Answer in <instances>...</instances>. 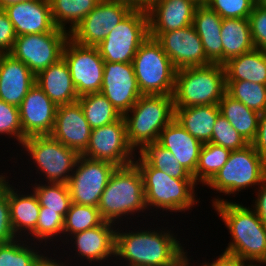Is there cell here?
Here are the masks:
<instances>
[{
  "mask_svg": "<svg viewBox=\"0 0 266 266\" xmlns=\"http://www.w3.org/2000/svg\"><path fill=\"white\" fill-rule=\"evenodd\" d=\"M119 226L115 233L113 264L122 260L120 266H187L189 252L185 250L186 246L183 247V242L180 243L177 234L168 227L153 229L149 225L150 229L146 227V230L144 227L125 230Z\"/></svg>",
  "mask_w": 266,
  "mask_h": 266,
  "instance_id": "6da1fadb",
  "label": "cell"
},
{
  "mask_svg": "<svg viewBox=\"0 0 266 266\" xmlns=\"http://www.w3.org/2000/svg\"><path fill=\"white\" fill-rule=\"evenodd\" d=\"M212 207L231 235L224 252L237 256L244 263L266 264V226L255 211L242 202L231 200Z\"/></svg>",
  "mask_w": 266,
  "mask_h": 266,
  "instance_id": "7a4b0ae2",
  "label": "cell"
},
{
  "mask_svg": "<svg viewBox=\"0 0 266 266\" xmlns=\"http://www.w3.org/2000/svg\"><path fill=\"white\" fill-rule=\"evenodd\" d=\"M138 155V157H137ZM134 159V164L138 167L143 178L145 204L147 210L152 213L158 209L163 213H182L192 210L200 203V197L196 191L197 183L194 179H178L169 176L165 172L151 167L139 154ZM196 189V190H195ZM153 207V208H152Z\"/></svg>",
  "mask_w": 266,
  "mask_h": 266,
  "instance_id": "3957f363",
  "label": "cell"
},
{
  "mask_svg": "<svg viewBox=\"0 0 266 266\" xmlns=\"http://www.w3.org/2000/svg\"><path fill=\"white\" fill-rule=\"evenodd\" d=\"M100 215L104 221L123 225L127 229L128 220L134 215L148 210L145 204L143 178L138 167L133 163L124 167H117L110 176L98 205ZM131 216L128 218V216ZM124 219V220H123ZM128 226V227H127Z\"/></svg>",
  "mask_w": 266,
  "mask_h": 266,
  "instance_id": "277c9868",
  "label": "cell"
},
{
  "mask_svg": "<svg viewBox=\"0 0 266 266\" xmlns=\"http://www.w3.org/2000/svg\"><path fill=\"white\" fill-rule=\"evenodd\" d=\"M226 75L223 64L179 69L175 75L174 108L200 105H218L226 93Z\"/></svg>",
  "mask_w": 266,
  "mask_h": 266,
  "instance_id": "5b68a950",
  "label": "cell"
},
{
  "mask_svg": "<svg viewBox=\"0 0 266 266\" xmlns=\"http://www.w3.org/2000/svg\"><path fill=\"white\" fill-rule=\"evenodd\" d=\"M123 117L128 143L139 153L147 144L158 141L162 129L174 119L173 96L142 95Z\"/></svg>",
  "mask_w": 266,
  "mask_h": 266,
  "instance_id": "8992f818",
  "label": "cell"
},
{
  "mask_svg": "<svg viewBox=\"0 0 266 266\" xmlns=\"http://www.w3.org/2000/svg\"><path fill=\"white\" fill-rule=\"evenodd\" d=\"M266 180V161L256 152L252 144L230 152L227 162L219 172L206 184L218 196L211 200L212 205L228 201L220 198L224 196L235 197L240 191L248 190L252 186H260ZM217 197V198H216Z\"/></svg>",
  "mask_w": 266,
  "mask_h": 266,
  "instance_id": "52a82bcc",
  "label": "cell"
},
{
  "mask_svg": "<svg viewBox=\"0 0 266 266\" xmlns=\"http://www.w3.org/2000/svg\"><path fill=\"white\" fill-rule=\"evenodd\" d=\"M132 64L142 95H173L177 70L155 38L140 45Z\"/></svg>",
  "mask_w": 266,
  "mask_h": 266,
  "instance_id": "ba28073f",
  "label": "cell"
},
{
  "mask_svg": "<svg viewBox=\"0 0 266 266\" xmlns=\"http://www.w3.org/2000/svg\"><path fill=\"white\" fill-rule=\"evenodd\" d=\"M21 146L22 153L30 157L26 160H32V164L36 165H33L37 171L35 174L44 176L43 182L68 183L79 157L75 150L50 135L28 137Z\"/></svg>",
  "mask_w": 266,
  "mask_h": 266,
  "instance_id": "9c48e42d",
  "label": "cell"
},
{
  "mask_svg": "<svg viewBox=\"0 0 266 266\" xmlns=\"http://www.w3.org/2000/svg\"><path fill=\"white\" fill-rule=\"evenodd\" d=\"M148 37L147 11L132 10L96 47L104 62L132 63L140 45Z\"/></svg>",
  "mask_w": 266,
  "mask_h": 266,
  "instance_id": "30bf717a",
  "label": "cell"
},
{
  "mask_svg": "<svg viewBox=\"0 0 266 266\" xmlns=\"http://www.w3.org/2000/svg\"><path fill=\"white\" fill-rule=\"evenodd\" d=\"M69 33L55 28L52 32L19 35L9 54L23 62L35 76L62 58Z\"/></svg>",
  "mask_w": 266,
  "mask_h": 266,
  "instance_id": "8fae6325",
  "label": "cell"
},
{
  "mask_svg": "<svg viewBox=\"0 0 266 266\" xmlns=\"http://www.w3.org/2000/svg\"><path fill=\"white\" fill-rule=\"evenodd\" d=\"M117 166L79 155L67 183L71 202L98 207L101 195Z\"/></svg>",
  "mask_w": 266,
  "mask_h": 266,
  "instance_id": "7c38bea8",
  "label": "cell"
},
{
  "mask_svg": "<svg viewBox=\"0 0 266 266\" xmlns=\"http://www.w3.org/2000/svg\"><path fill=\"white\" fill-rule=\"evenodd\" d=\"M62 58L67 63L79 97L101 91L104 60L97 47L83 46L68 39Z\"/></svg>",
  "mask_w": 266,
  "mask_h": 266,
  "instance_id": "4fadbf2b",
  "label": "cell"
},
{
  "mask_svg": "<svg viewBox=\"0 0 266 266\" xmlns=\"http://www.w3.org/2000/svg\"><path fill=\"white\" fill-rule=\"evenodd\" d=\"M81 155L106 161L117 167L133 164L136 153L128 143L124 117L111 124L92 129L88 146Z\"/></svg>",
  "mask_w": 266,
  "mask_h": 266,
  "instance_id": "5bb4252c",
  "label": "cell"
},
{
  "mask_svg": "<svg viewBox=\"0 0 266 266\" xmlns=\"http://www.w3.org/2000/svg\"><path fill=\"white\" fill-rule=\"evenodd\" d=\"M132 10L121 2L101 0L69 34V38L77 44L96 47Z\"/></svg>",
  "mask_w": 266,
  "mask_h": 266,
  "instance_id": "9a60e30c",
  "label": "cell"
},
{
  "mask_svg": "<svg viewBox=\"0 0 266 266\" xmlns=\"http://www.w3.org/2000/svg\"><path fill=\"white\" fill-rule=\"evenodd\" d=\"M171 60L176 70L211 64L193 25L168 32H149Z\"/></svg>",
  "mask_w": 266,
  "mask_h": 266,
  "instance_id": "2e32d148",
  "label": "cell"
},
{
  "mask_svg": "<svg viewBox=\"0 0 266 266\" xmlns=\"http://www.w3.org/2000/svg\"><path fill=\"white\" fill-rule=\"evenodd\" d=\"M115 225L114 223L104 221L95 228L69 236L64 240V245L67 246V244L72 243L73 245L71 244L68 248L71 253L75 251V255L70 258V261L75 257L78 261L80 260V263L81 261L84 263V260L85 262L87 261L88 263L86 262L83 266H87V264L92 266L95 263L100 264V262V265L103 266L102 263L106 262V260L109 263L108 261L115 257V233L117 227ZM72 247L73 250H71Z\"/></svg>",
  "mask_w": 266,
  "mask_h": 266,
  "instance_id": "e0dca14e",
  "label": "cell"
},
{
  "mask_svg": "<svg viewBox=\"0 0 266 266\" xmlns=\"http://www.w3.org/2000/svg\"><path fill=\"white\" fill-rule=\"evenodd\" d=\"M123 116L142 96L132 63L104 62L100 91Z\"/></svg>",
  "mask_w": 266,
  "mask_h": 266,
  "instance_id": "ac0fdd59",
  "label": "cell"
},
{
  "mask_svg": "<svg viewBox=\"0 0 266 266\" xmlns=\"http://www.w3.org/2000/svg\"><path fill=\"white\" fill-rule=\"evenodd\" d=\"M57 105L35 83L19 106L23 141L31 136L50 135Z\"/></svg>",
  "mask_w": 266,
  "mask_h": 266,
  "instance_id": "d6986e66",
  "label": "cell"
},
{
  "mask_svg": "<svg viewBox=\"0 0 266 266\" xmlns=\"http://www.w3.org/2000/svg\"><path fill=\"white\" fill-rule=\"evenodd\" d=\"M91 130L78 101L57 106L52 138L81 155L88 146Z\"/></svg>",
  "mask_w": 266,
  "mask_h": 266,
  "instance_id": "ffe728a7",
  "label": "cell"
},
{
  "mask_svg": "<svg viewBox=\"0 0 266 266\" xmlns=\"http://www.w3.org/2000/svg\"><path fill=\"white\" fill-rule=\"evenodd\" d=\"M3 10L13 24L16 36L48 33L56 28L49 0L23 1L8 5Z\"/></svg>",
  "mask_w": 266,
  "mask_h": 266,
  "instance_id": "44dd1931",
  "label": "cell"
},
{
  "mask_svg": "<svg viewBox=\"0 0 266 266\" xmlns=\"http://www.w3.org/2000/svg\"><path fill=\"white\" fill-rule=\"evenodd\" d=\"M199 0H156L147 11L149 32H168L193 25Z\"/></svg>",
  "mask_w": 266,
  "mask_h": 266,
  "instance_id": "7402d4cb",
  "label": "cell"
},
{
  "mask_svg": "<svg viewBox=\"0 0 266 266\" xmlns=\"http://www.w3.org/2000/svg\"><path fill=\"white\" fill-rule=\"evenodd\" d=\"M36 83L35 74L11 54L0 61V99L19 107L30 88Z\"/></svg>",
  "mask_w": 266,
  "mask_h": 266,
  "instance_id": "603a6c76",
  "label": "cell"
},
{
  "mask_svg": "<svg viewBox=\"0 0 266 266\" xmlns=\"http://www.w3.org/2000/svg\"><path fill=\"white\" fill-rule=\"evenodd\" d=\"M157 142L175 156L179 164L193 175L195 181V171L203 144L175 119L162 129Z\"/></svg>",
  "mask_w": 266,
  "mask_h": 266,
  "instance_id": "cb8c5ba5",
  "label": "cell"
},
{
  "mask_svg": "<svg viewBox=\"0 0 266 266\" xmlns=\"http://www.w3.org/2000/svg\"><path fill=\"white\" fill-rule=\"evenodd\" d=\"M9 181L7 179V195L13 231L17 238L25 236L27 239L36 229L41 207L33 190L24 192V187L20 191V188L18 190Z\"/></svg>",
  "mask_w": 266,
  "mask_h": 266,
  "instance_id": "d4e9b609",
  "label": "cell"
},
{
  "mask_svg": "<svg viewBox=\"0 0 266 266\" xmlns=\"http://www.w3.org/2000/svg\"><path fill=\"white\" fill-rule=\"evenodd\" d=\"M223 18L201 2L195 10L193 26L199 35L204 53L211 63L223 64L221 25Z\"/></svg>",
  "mask_w": 266,
  "mask_h": 266,
  "instance_id": "484cf974",
  "label": "cell"
},
{
  "mask_svg": "<svg viewBox=\"0 0 266 266\" xmlns=\"http://www.w3.org/2000/svg\"><path fill=\"white\" fill-rule=\"evenodd\" d=\"M36 84L57 106L76 102L79 98L63 58L40 71L36 75Z\"/></svg>",
  "mask_w": 266,
  "mask_h": 266,
  "instance_id": "4316f807",
  "label": "cell"
},
{
  "mask_svg": "<svg viewBox=\"0 0 266 266\" xmlns=\"http://www.w3.org/2000/svg\"><path fill=\"white\" fill-rule=\"evenodd\" d=\"M219 105L174 108V119L202 144L210 143Z\"/></svg>",
  "mask_w": 266,
  "mask_h": 266,
  "instance_id": "83f0119b",
  "label": "cell"
},
{
  "mask_svg": "<svg viewBox=\"0 0 266 266\" xmlns=\"http://www.w3.org/2000/svg\"><path fill=\"white\" fill-rule=\"evenodd\" d=\"M226 81H250L266 85V51L258 48L229 59L223 64Z\"/></svg>",
  "mask_w": 266,
  "mask_h": 266,
  "instance_id": "f1b7e54d",
  "label": "cell"
},
{
  "mask_svg": "<svg viewBox=\"0 0 266 266\" xmlns=\"http://www.w3.org/2000/svg\"><path fill=\"white\" fill-rule=\"evenodd\" d=\"M220 114L251 144L257 135L260 113L248 108L227 92L219 102Z\"/></svg>",
  "mask_w": 266,
  "mask_h": 266,
  "instance_id": "f546056e",
  "label": "cell"
},
{
  "mask_svg": "<svg viewBox=\"0 0 266 266\" xmlns=\"http://www.w3.org/2000/svg\"><path fill=\"white\" fill-rule=\"evenodd\" d=\"M221 39L223 64L229 59L253 50L249 19L226 18L222 20Z\"/></svg>",
  "mask_w": 266,
  "mask_h": 266,
  "instance_id": "4dcf8cb0",
  "label": "cell"
},
{
  "mask_svg": "<svg viewBox=\"0 0 266 266\" xmlns=\"http://www.w3.org/2000/svg\"><path fill=\"white\" fill-rule=\"evenodd\" d=\"M100 1L101 0H49L53 22L57 28L70 34Z\"/></svg>",
  "mask_w": 266,
  "mask_h": 266,
  "instance_id": "1f68e13d",
  "label": "cell"
},
{
  "mask_svg": "<svg viewBox=\"0 0 266 266\" xmlns=\"http://www.w3.org/2000/svg\"><path fill=\"white\" fill-rule=\"evenodd\" d=\"M77 101L91 129L111 124L122 117L101 92L83 95Z\"/></svg>",
  "mask_w": 266,
  "mask_h": 266,
  "instance_id": "d6a6232c",
  "label": "cell"
},
{
  "mask_svg": "<svg viewBox=\"0 0 266 266\" xmlns=\"http://www.w3.org/2000/svg\"><path fill=\"white\" fill-rule=\"evenodd\" d=\"M31 190L36 194L40 210H51L66 216L71 205V196L68 185L65 183L42 182L31 184Z\"/></svg>",
  "mask_w": 266,
  "mask_h": 266,
  "instance_id": "836d02e7",
  "label": "cell"
},
{
  "mask_svg": "<svg viewBox=\"0 0 266 266\" xmlns=\"http://www.w3.org/2000/svg\"><path fill=\"white\" fill-rule=\"evenodd\" d=\"M139 154L151 167L178 179H194L193 175L179 164L175 156L157 141L147 144Z\"/></svg>",
  "mask_w": 266,
  "mask_h": 266,
  "instance_id": "e575fe53",
  "label": "cell"
},
{
  "mask_svg": "<svg viewBox=\"0 0 266 266\" xmlns=\"http://www.w3.org/2000/svg\"><path fill=\"white\" fill-rule=\"evenodd\" d=\"M230 150L212 143L202 145L199 160L195 171V182L201 186L206 184L225 165L230 155Z\"/></svg>",
  "mask_w": 266,
  "mask_h": 266,
  "instance_id": "d590c367",
  "label": "cell"
},
{
  "mask_svg": "<svg viewBox=\"0 0 266 266\" xmlns=\"http://www.w3.org/2000/svg\"><path fill=\"white\" fill-rule=\"evenodd\" d=\"M104 222L98 207L71 203L64 217L63 240L85 230L101 225ZM65 237V238H64Z\"/></svg>",
  "mask_w": 266,
  "mask_h": 266,
  "instance_id": "8d00e7d4",
  "label": "cell"
},
{
  "mask_svg": "<svg viewBox=\"0 0 266 266\" xmlns=\"http://www.w3.org/2000/svg\"><path fill=\"white\" fill-rule=\"evenodd\" d=\"M39 245L41 244L27 241L25 237L0 244V266H33L41 253Z\"/></svg>",
  "mask_w": 266,
  "mask_h": 266,
  "instance_id": "74e56055",
  "label": "cell"
},
{
  "mask_svg": "<svg viewBox=\"0 0 266 266\" xmlns=\"http://www.w3.org/2000/svg\"><path fill=\"white\" fill-rule=\"evenodd\" d=\"M226 92L248 108L262 113L266 110V85L250 81H226Z\"/></svg>",
  "mask_w": 266,
  "mask_h": 266,
  "instance_id": "f35d334b",
  "label": "cell"
},
{
  "mask_svg": "<svg viewBox=\"0 0 266 266\" xmlns=\"http://www.w3.org/2000/svg\"><path fill=\"white\" fill-rule=\"evenodd\" d=\"M63 227H64V218L56 211L51 210H40L39 217L36 225L35 231L27 238L30 242L37 241V243L42 244L45 242V245L40 248L43 250L45 246L48 247V243L52 242L49 246L57 245L55 242L58 240L62 242L63 239ZM32 237V238H31ZM57 237H59L57 239ZM62 238V239H61ZM54 239V240H53ZM56 239V240H55ZM60 239V240H59ZM49 241V242H48ZM53 241H55L53 243ZM48 242V243H47Z\"/></svg>",
  "mask_w": 266,
  "mask_h": 266,
  "instance_id": "ab89813d",
  "label": "cell"
},
{
  "mask_svg": "<svg viewBox=\"0 0 266 266\" xmlns=\"http://www.w3.org/2000/svg\"><path fill=\"white\" fill-rule=\"evenodd\" d=\"M210 143L222 146L230 151L242 149L249 144L221 114L218 115L215 121Z\"/></svg>",
  "mask_w": 266,
  "mask_h": 266,
  "instance_id": "60d3db41",
  "label": "cell"
},
{
  "mask_svg": "<svg viewBox=\"0 0 266 266\" xmlns=\"http://www.w3.org/2000/svg\"><path fill=\"white\" fill-rule=\"evenodd\" d=\"M211 10L216 11L223 19L249 18L256 2L254 0H204Z\"/></svg>",
  "mask_w": 266,
  "mask_h": 266,
  "instance_id": "b9f144b4",
  "label": "cell"
},
{
  "mask_svg": "<svg viewBox=\"0 0 266 266\" xmlns=\"http://www.w3.org/2000/svg\"><path fill=\"white\" fill-rule=\"evenodd\" d=\"M7 135L17 140L15 144L22 145V125L19 107L8 104L0 99V136Z\"/></svg>",
  "mask_w": 266,
  "mask_h": 266,
  "instance_id": "7bdbcfd3",
  "label": "cell"
},
{
  "mask_svg": "<svg viewBox=\"0 0 266 266\" xmlns=\"http://www.w3.org/2000/svg\"><path fill=\"white\" fill-rule=\"evenodd\" d=\"M7 178L11 179L6 175L0 181V244L9 243L17 239L10 219Z\"/></svg>",
  "mask_w": 266,
  "mask_h": 266,
  "instance_id": "ee69618b",
  "label": "cell"
},
{
  "mask_svg": "<svg viewBox=\"0 0 266 266\" xmlns=\"http://www.w3.org/2000/svg\"><path fill=\"white\" fill-rule=\"evenodd\" d=\"M248 19L254 47L266 51V3H256Z\"/></svg>",
  "mask_w": 266,
  "mask_h": 266,
  "instance_id": "f6af8a7d",
  "label": "cell"
},
{
  "mask_svg": "<svg viewBox=\"0 0 266 266\" xmlns=\"http://www.w3.org/2000/svg\"><path fill=\"white\" fill-rule=\"evenodd\" d=\"M16 37L13 24L7 13L0 9V52L3 54L10 53Z\"/></svg>",
  "mask_w": 266,
  "mask_h": 266,
  "instance_id": "bcb514c9",
  "label": "cell"
},
{
  "mask_svg": "<svg viewBox=\"0 0 266 266\" xmlns=\"http://www.w3.org/2000/svg\"><path fill=\"white\" fill-rule=\"evenodd\" d=\"M251 144L256 152L266 161V110L260 113L257 135Z\"/></svg>",
  "mask_w": 266,
  "mask_h": 266,
  "instance_id": "7dc6e473",
  "label": "cell"
},
{
  "mask_svg": "<svg viewBox=\"0 0 266 266\" xmlns=\"http://www.w3.org/2000/svg\"><path fill=\"white\" fill-rule=\"evenodd\" d=\"M257 190V191H256ZM254 191L255 200H253L251 208L259 216L260 221L266 226V180Z\"/></svg>",
  "mask_w": 266,
  "mask_h": 266,
  "instance_id": "c3c4849f",
  "label": "cell"
},
{
  "mask_svg": "<svg viewBox=\"0 0 266 266\" xmlns=\"http://www.w3.org/2000/svg\"><path fill=\"white\" fill-rule=\"evenodd\" d=\"M201 263L196 264H200V266H242L244 264V262L237 256L223 251L214 260L212 259V262H207L206 260H203Z\"/></svg>",
  "mask_w": 266,
  "mask_h": 266,
  "instance_id": "681fc988",
  "label": "cell"
},
{
  "mask_svg": "<svg viewBox=\"0 0 266 266\" xmlns=\"http://www.w3.org/2000/svg\"><path fill=\"white\" fill-rule=\"evenodd\" d=\"M48 248H46L45 250H43V252L45 253H40L39 255H38V257H37V259L35 260V262H34V265L33 266H73L71 263V261H69V256L67 255V262H66V260L64 259V262L63 261H61V258L60 257H55V253H57L56 251H57V246H56V250L54 249V251H52L54 254H53V256L54 257H52V256H49L48 255V253H50V251L49 250H47ZM48 253H47V252ZM46 253H47V255H46ZM49 256V257H48ZM53 258H57V259H53ZM60 259V260H59ZM69 261V262H68ZM60 262V263H59ZM66 262V263H65ZM70 263V264H69Z\"/></svg>",
  "mask_w": 266,
  "mask_h": 266,
  "instance_id": "f907efd6",
  "label": "cell"
},
{
  "mask_svg": "<svg viewBox=\"0 0 266 266\" xmlns=\"http://www.w3.org/2000/svg\"><path fill=\"white\" fill-rule=\"evenodd\" d=\"M128 5L133 10L148 11L156 0H113Z\"/></svg>",
  "mask_w": 266,
  "mask_h": 266,
  "instance_id": "816d5d0a",
  "label": "cell"
},
{
  "mask_svg": "<svg viewBox=\"0 0 266 266\" xmlns=\"http://www.w3.org/2000/svg\"><path fill=\"white\" fill-rule=\"evenodd\" d=\"M23 1H29V0H0V9H4L8 5L23 2Z\"/></svg>",
  "mask_w": 266,
  "mask_h": 266,
  "instance_id": "f5cc1de1",
  "label": "cell"
},
{
  "mask_svg": "<svg viewBox=\"0 0 266 266\" xmlns=\"http://www.w3.org/2000/svg\"><path fill=\"white\" fill-rule=\"evenodd\" d=\"M265 263H244L242 266H263Z\"/></svg>",
  "mask_w": 266,
  "mask_h": 266,
  "instance_id": "db71d44e",
  "label": "cell"
},
{
  "mask_svg": "<svg viewBox=\"0 0 266 266\" xmlns=\"http://www.w3.org/2000/svg\"><path fill=\"white\" fill-rule=\"evenodd\" d=\"M191 259L193 260V264H195L194 259L190 258V256L187 255V266H194V265H192V262H190Z\"/></svg>",
  "mask_w": 266,
  "mask_h": 266,
  "instance_id": "11a10c76",
  "label": "cell"
},
{
  "mask_svg": "<svg viewBox=\"0 0 266 266\" xmlns=\"http://www.w3.org/2000/svg\"><path fill=\"white\" fill-rule=\"evenodd\" d=\"M256 3H266V0H254Z\"/></svg>",
  "mask_w": 266,
  "mask_h": 266,
  "instance_id": "9f6ffc18",
  "label": "cell"
},
{
  "mask_svg": "<svg viewBox=\"0 0 266 266\" xmlns=\"http://www.w3.org/2000/svg\"><path fill=\"white\" fill-rule=\"evenodd\" d=\"M6 174H8V172H7V173H5V172L0 173V181H1V179H2Z\"/></svg>",
  "mask_w": 266,
  "mask_h": 266,
  "instance_id": "6f0895ef",
  "label": "cell"
},
{
  "mask_svg": "<svg viewBox=\"0 0 266 266\" xmlns=\"http://www.w3.org/2000/svg\"><path fill=\"white\" fill-rule=\"evenodd\" d=\"M2 55H3V53H2V52H0V61H1Z\"/></svg>",
  "mask_w": 266,
  "mask_h": 266,
  "instance_id": "680465c9",
  "label": "cell"
}]
</instances>
